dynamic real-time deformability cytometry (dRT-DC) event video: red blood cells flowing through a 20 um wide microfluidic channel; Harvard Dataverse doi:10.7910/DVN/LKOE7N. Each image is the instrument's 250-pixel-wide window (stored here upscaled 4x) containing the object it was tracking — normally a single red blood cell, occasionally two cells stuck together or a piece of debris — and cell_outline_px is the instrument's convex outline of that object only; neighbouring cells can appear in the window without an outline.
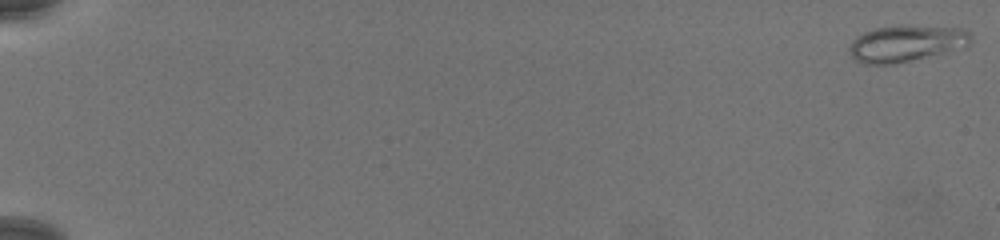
{"species": "common noctule bat (a hibernating species)", "species_latin": "Nyctalus noctula", "temperature_condition": "warm", "stored_images_in_passage": 80, "camera_frame_rate_fps": 3000, "um_per_image_px": 0.085, "animal": {"sex": "female", "body_mass_g": 19.5, "forearm_length_mm": 54.1}, "frame": {"image": 1, "passage_image": 2, "time_ms": 0.333, "image_size_px": [1000, 240], "cell_outline_px": [[972, 40], [968, 48], [892, 64], [864, 64], [856, 60], [852, 56], [848, 48], [852, 40], [856, 36], [864, 32], [876, 28], [900, 24], [904, 24], [964, 28], [972, 32]], "centroid_in_image_um": [77.11, 3.67], "position_along_channel_um": 7.9, "area_um2": 26.59}}
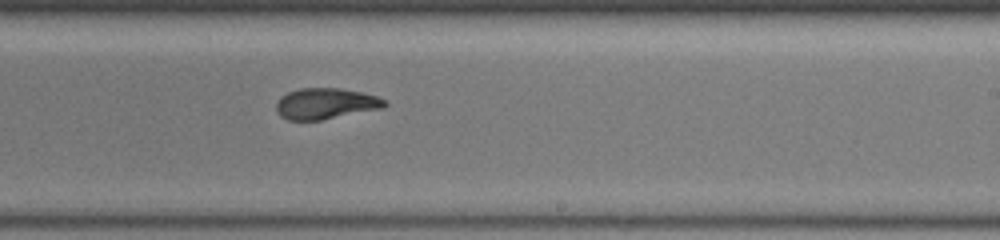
{"frame": {"image": 2, "passage_image": 53, "time_ms": 17.333, "image_size_px": [1000, 240], "cell_outline_px": [[388, 104], [384, 108], [320, 120], [288, 120], [280, 116], [276, 112], [276, 100], [280, 96], [288, 92], [300, 88], [340, 88], [360, 92], [376, 96], [388, 100]], "centroid_in_image_um": [27.67, 8.81], "position_along_channel_um": 261.3, "area_um2": 19.77}}
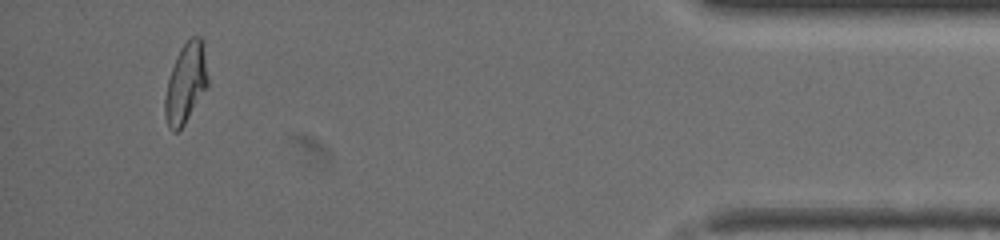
{"frame": {"image": 3, "passage_image": 76, "time_ms": 25.0, "image_size_px": [1000, 240], "cell_outline_px": [[208, 84], [184, 124], [176, 132], [172, 132], [168, 128], [164, 116], [164, 100], [168, 80], [172, 68], [180, 48], [192, 36], [200, 36], [204, 40], [208, 76]], "centroid_in_image_um": [15.79, 7.05], "position_along_channel_um": 419.4, "area_um2": 19.94}}